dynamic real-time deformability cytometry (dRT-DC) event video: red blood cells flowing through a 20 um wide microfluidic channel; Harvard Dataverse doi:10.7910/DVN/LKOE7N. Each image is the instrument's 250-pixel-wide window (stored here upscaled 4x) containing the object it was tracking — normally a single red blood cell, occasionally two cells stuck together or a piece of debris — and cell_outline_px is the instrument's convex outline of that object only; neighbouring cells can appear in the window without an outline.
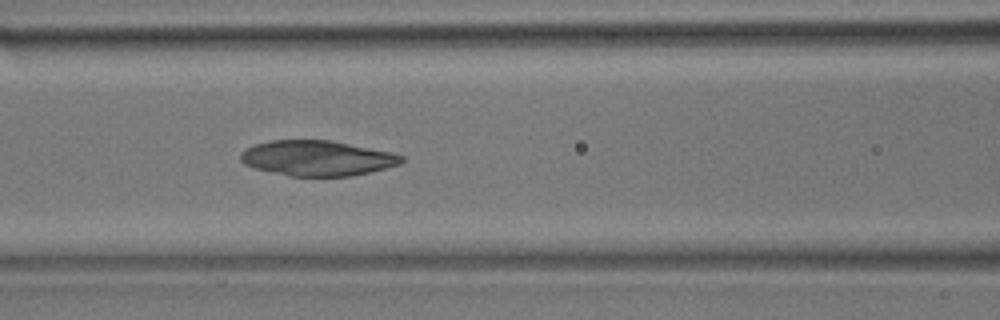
{"species": "common noctule bat (a hibernating species)", "species_latin": "Nyctalus noctula", "temperature_condition": "room temperature", "stored_images_in_passage": 47, "camera_frame_rate_fps": 3000, "um_per_image_px": 0.085, "animal": {"sex": "male", "body_mass_g": 17.9}, "frame": {"image": 1, "passage_image": 19, "time_ms": 6.0, "image_size_px": [1000, 320], "cell_outline_px": [[404, 160], [400, 164], [352, 176], [288, 176], [252, 168], [244, 164], [240, 160], [240, 152], [256, 144], [272, 140], [332, 140], [392, 152], [404, 156]], "centroid_in_image_um": [26.95, 13.44], "position_along_channel_um": 139.7, "area_um2": 33.18}}
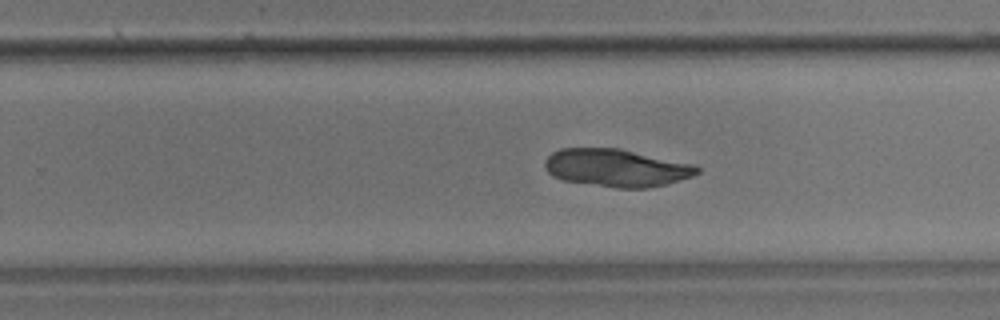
{"frame": {"image": 2, "passage_image": 29, "time_ms": 9.333, "image_size_px": [1000, 320], "cell_outline_px": [[700, 172], [692, 176], [668, 184], [644, 188], [616, 188], [564, 180], [552, 176], [548, 172], [544, 164], [544, 160], [552, 152], [560, 148], [620, 148], [692, 164], [700, 168]], "centroid_in_image_um": [52.38, 14.26], "position_along_channel_um": 277.4, "area_um2": 33.41}}
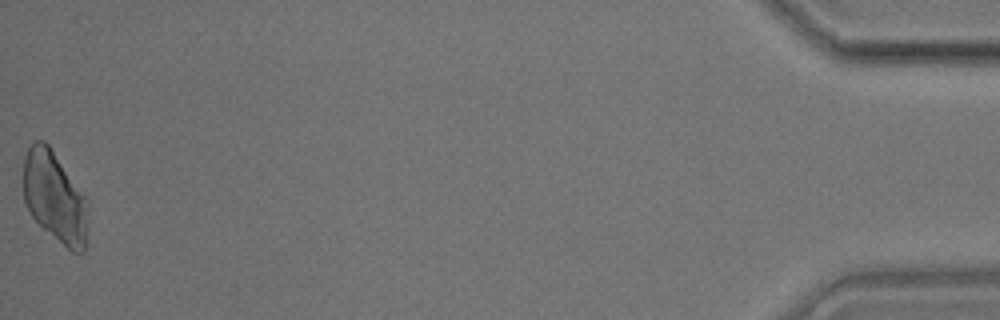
{"frame": {"image": 3, "passage_image": 47, "time_ms": 15.333, "image_size_px": [1000, 320], "cell_outline_px": [[88, 220], [84, 252], [72, 252], [44, 228], [32, 216], [24, 200], [24, 156], [32, 140], [44, 140], [48, 144], [84, 196]], "centroid_in_image_um": [4.63, 16.74], "position_along_channel_um": 430.6, "area_um2": 33.47}}